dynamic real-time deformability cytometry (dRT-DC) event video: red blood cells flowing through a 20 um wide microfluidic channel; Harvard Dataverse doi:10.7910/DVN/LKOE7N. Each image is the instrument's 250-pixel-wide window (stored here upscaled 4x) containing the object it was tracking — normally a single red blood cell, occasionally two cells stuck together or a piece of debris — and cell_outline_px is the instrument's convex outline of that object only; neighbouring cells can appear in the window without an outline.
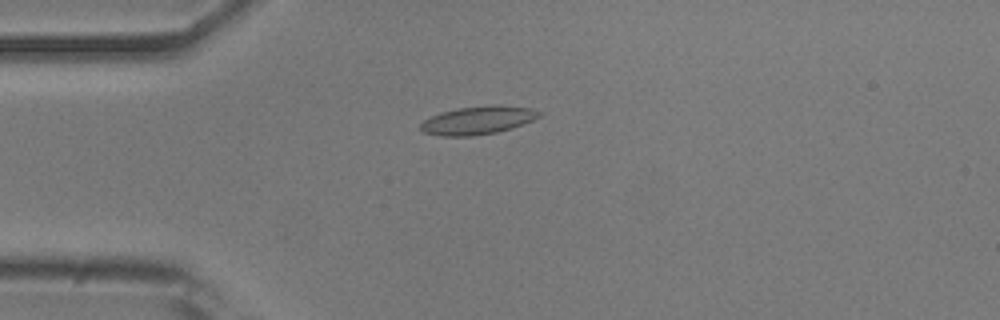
{"species": "common noctule bat (a hibernating species)", "species_latin": "Nyctalus noctula", "temperature_condition": "room temperature", "stored_images_in_passage": 52, "camera_frame_rate_fps": 3000, "um_per_image_px": 0.085, "animal": {"sex": "male", "body_mass_g": 20.5, "forearm_length_mm": 52.5}, "frame": {"image": 1, "passage_image": 13, "time_ms": 4.0, "image_size_px": [1000, 320], "cell_outline_px": [[544, 112], [540, 116], [524, 124], [512, 128], [496, 132], [472, 136], [440, 136], [424, 132], [420, 128], [420, 124], [424, 120], [440, 112], [460, 108], [492, 104], [496, 104], [532, 108]], "centroid_in_image_um": [40.66, 10.21], "position_along_channel_um": 44.3, "area_um2": 19.59}}
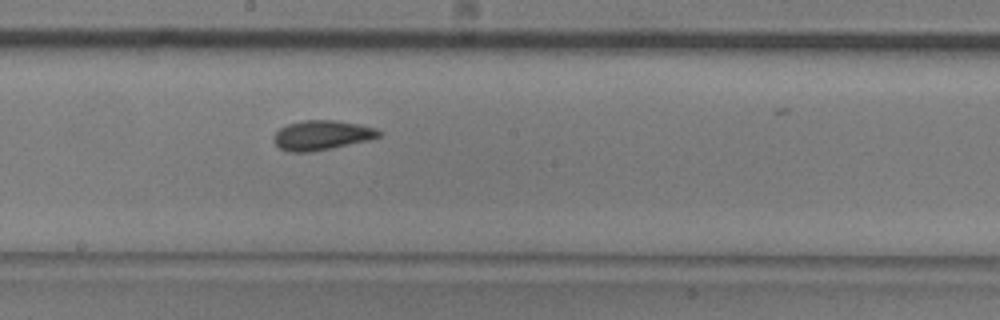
{"frame": {"image": 2, "passage_image": 28, "time_ms": 9.0, "image_size_px": [1000, 320], "cell_outline_px": [[384, 132], [380, 136], [368, 140], [332, 148], [312, 152], [288, 152], [280, 148], [272, 140], [272, 136], [280, 128], [288, 124], [304, 120], [336, 120], [376, 128]], "centroid_in_image_um": [27.34, 11.5], "position_along_channel_um": 220.9, "area_um2": 18.21}}
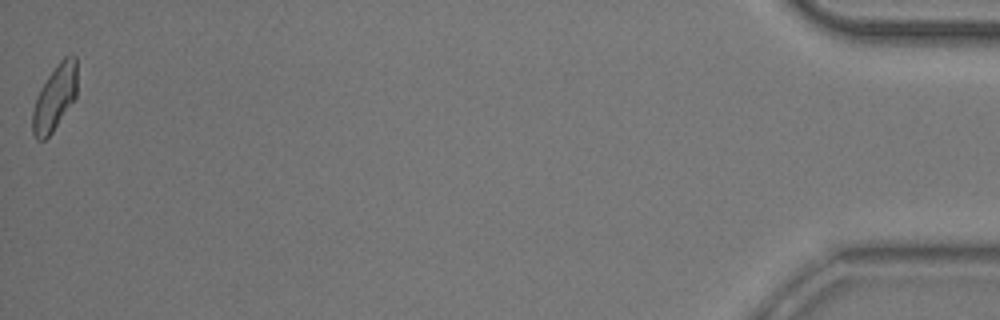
{"frame": {"image": 3, "passage_image": 52, "time_ms": 17.0, "image_size_px": [1000, 320], "cell_outline_px": [[76, 96], [52, 132], [44, 140], [36, 140], [32, 132], [32, 112], [40, 88], [56, 64], [68, 52], [72, 52], [76, 56]], "centroid_in_image_um": [4.65, 8.25], "position_along_channel_um": 430.5, "area_um2": 16.99}, "authors_computed_cell_mechanics": {"area_um2": 17.918, "velocity_mm_per_s": 3.8565, "shape_relaxation_time_tau1_ms": null, "shape_relaxation_time_tau2_ms": 2.5447, "deformation_change_tau1": null, "deformation_change_tau2": 0.0765}}